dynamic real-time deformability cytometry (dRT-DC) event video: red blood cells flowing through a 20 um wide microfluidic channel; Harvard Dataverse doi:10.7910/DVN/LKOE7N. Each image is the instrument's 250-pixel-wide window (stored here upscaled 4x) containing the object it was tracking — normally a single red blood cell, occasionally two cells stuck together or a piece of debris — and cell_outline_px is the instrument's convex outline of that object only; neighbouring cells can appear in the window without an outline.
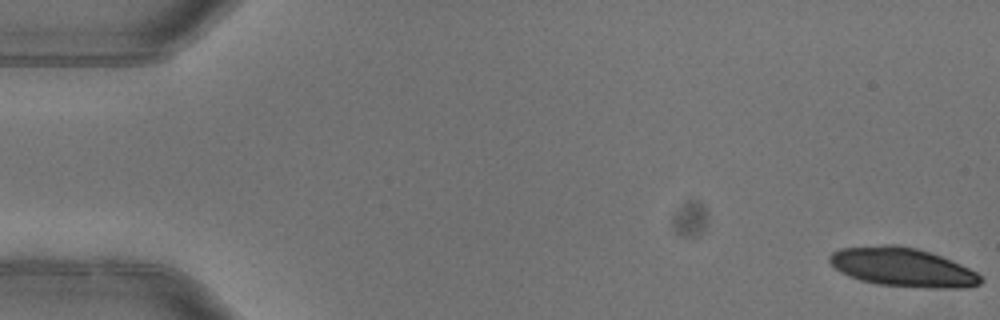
{"species": "common noctule bat (a hibernating species)", "species_latin": "Nyctalus noctula", "temperature_condition": "warm", "stored_images_in_passage": 2, "camera_frame_rate_fps": 3000, "um_per_image_px": 0.085, "animal": {"sex": "female"}, "frame": {"image": 1, "passage_image": 2, "time_ms": 0.333, "image_size_px": [1000, 320], "cell_outline_px": [[984, 280], [980, 284], [964, 288], [924, 288], [876, 284], [860, 280], [848, 276], [840, 272], [828, 260], [828, 256], [832, 252], [840, 248], [884, 244], [896, 244], [916, 248], [940, 256], [960, 264], [984, 276]], "centroid_in_image_um": [76.72, 22.72], "position_along_channel_um": 8.3, "area_um2": 34.45}}